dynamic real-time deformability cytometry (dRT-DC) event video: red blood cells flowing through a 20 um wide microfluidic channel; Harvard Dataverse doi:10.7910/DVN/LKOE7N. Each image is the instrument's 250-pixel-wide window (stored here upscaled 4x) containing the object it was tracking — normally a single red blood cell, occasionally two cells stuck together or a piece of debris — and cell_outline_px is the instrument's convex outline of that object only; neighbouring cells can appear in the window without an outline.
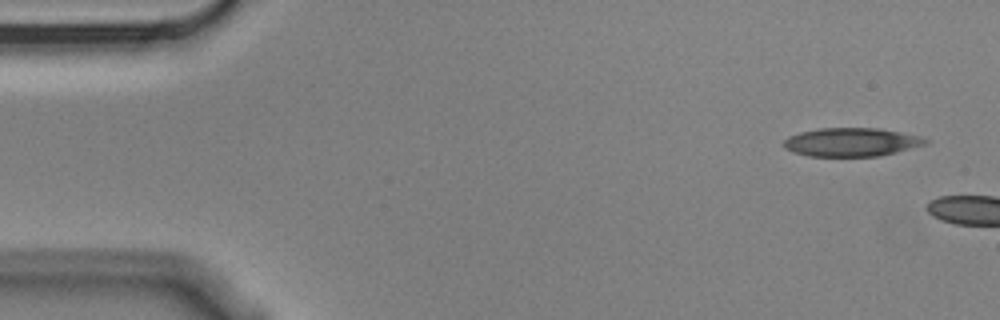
{"species": "Egyptian fruit bat (a non-hibernating species)", "species_latin": "Rousettus aegyptiacus", "temperature_condition": "cold", "stored_images_in_passage": 4, "camera_frame_rate_fps": 3000, "um_per_image_px": 0.085, "animal": {"sex": "male"}, "frame": {"image": 1, "passage_image": 1, "time_ms": 0.0, "image_size_px": [1000, 320], "cell_outline_px": [[928, 144], [880, 156], [808, 156], [792, 152], [784, 148], [784, 140], [788, 136], [800, 132], [820, 128], [876, 128], [900, 132], [920, 136], [928, 140]], "centroid_in_image_um": [72.36, 12.08], "position_along_channel_um": 12.6, "area_um2": 23.58}}